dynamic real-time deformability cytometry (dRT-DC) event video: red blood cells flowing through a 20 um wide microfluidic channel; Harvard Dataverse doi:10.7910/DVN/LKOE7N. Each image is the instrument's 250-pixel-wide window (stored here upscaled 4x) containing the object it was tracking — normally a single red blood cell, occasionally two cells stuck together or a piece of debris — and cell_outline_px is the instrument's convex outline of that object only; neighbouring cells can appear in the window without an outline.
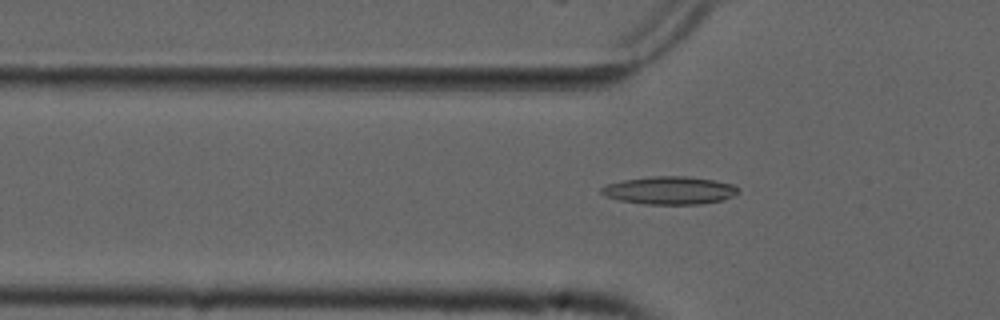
{"species": "common noctule bat (a hibernating species)", "species_latin": "Nyctalus noctula", "temperature_condition": "cold", "stored_images_in_passage": 53, "camera_frame_rate_fps": 3000, "um_per_image_px": 0.085, "animal": {"sex": "male", "forearm_length_mm": 52.5}, "frame": {"image": 1, "passage_image": 17, "time_ms": 5.333, "image_size_px": [1000, 320], "cell_outline_px": [[740, 192], [724, 200], [700, 204], [644, 204], [620, 200], [604, 196], [600, 192], [600, 188], [608, 184], [624, 180], [652, 176], [684, 176], [712, 180], [736, 184], [740, 188]], "centroid_in_image_um": [56.95, 16.18], "position_along_channel_um": 68.8, "area_um2": 22.31}}
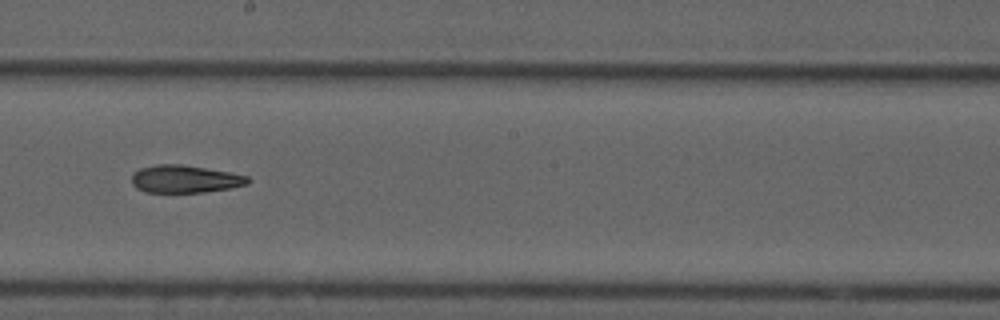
{"frame": {"image": 2, "passage_image": 30, "time_ms": 9.667, "image_size_px": [1000, 320], "cell_outline_px": [[252, 180], [248, 184], [232, 188], [204, 192], [144, 192], [136, 188], [132, 184], [132, 176], [140, 168], [156, 164], [180, 164], [228, 172], [248, 176]], "centroid_in_image_um": [15.73, 15.22], "position_along_channel_um": 232.5, "area_um2": 18.67}}
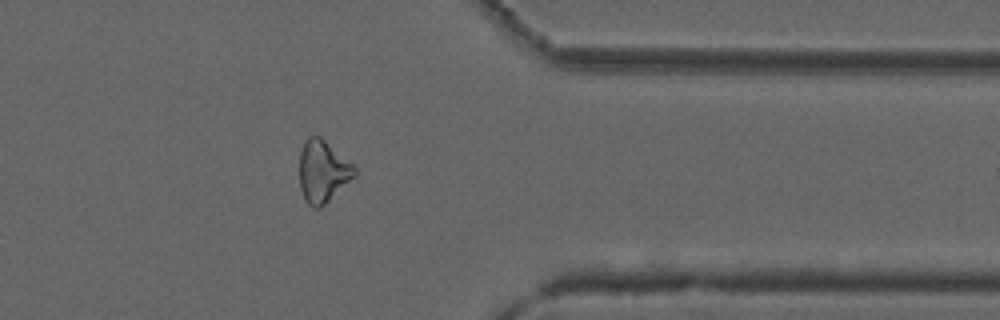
{"frame": {"image": 3, "passage_image": 43, "time_ms": 14.0, "image_size_px": [1000, 320], "cell_outline_px": [[356, 176], [320, 208], [316, 208], [308, 204], [300, 188], [300, 152], [304, 140], [308, 136], [320, 136], [352, 164], [356, 168]], "centroid_in_image_um": [27.43, 14.56], "position_along_channel_um": 384.0, "area_um2": 19.71}, "authors_computed_cell_mechanics": {"area_um2": 19.8832, "velocity_mm_per_s": 3.7713, "shape_relaxation_time_tau1_ms": null, "shape_relaxation_time_tau2_ms": 7.7176, "deformation_change_tau1": null, "deformation_change_tau2": 0.1929}}